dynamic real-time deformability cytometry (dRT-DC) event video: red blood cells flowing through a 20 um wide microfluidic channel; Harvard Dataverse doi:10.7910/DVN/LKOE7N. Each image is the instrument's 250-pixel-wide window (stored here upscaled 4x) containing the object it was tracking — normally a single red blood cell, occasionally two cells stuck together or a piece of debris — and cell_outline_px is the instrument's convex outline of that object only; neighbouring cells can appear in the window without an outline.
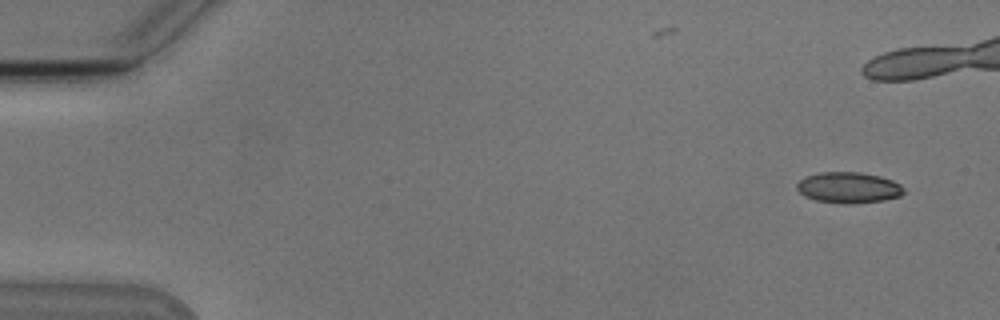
{"species": "Egyptian fruit bat (a non-hibernating species)", "species_latin": "Rousettus aegyptiacus", "temperature_condition": "cold", "stored_images_in_passage": 42, "camera_frame_rate_fps": 3000, "um_per_image_px": 0.085, "animal": {"sex": "male"}, "frame": {"image": 1, "passage_image": 1, "time_ms": 0.0, "image_size_px": [1000, 320], "cell_outline_px": [[904, 192], [900, 196], [884, 200], [852, 204], [844, 204], [816, 200], [804, 196], [796, 188], [796, 184], [804, 176], [820, 172], [860, 172], [880, 176], [892, 180], [900, 184], [904, 188]], "centroid_in_image_um": [72.12, 15.94], "position_along_channel_um": 12.9, "area_um2": 19.42}}
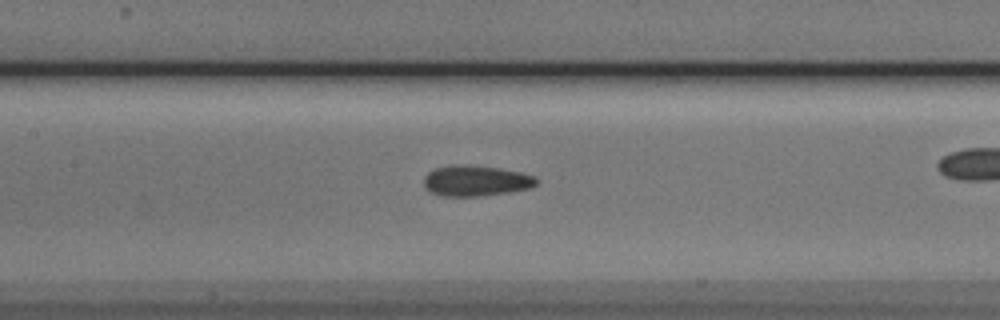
{"frame": {"image": 2, "passage_image": 23, "time_ms": 7.333, "image_size_px": [1000, 320], "cell_outline_px": [[540, 180], [536, 184], [528, 188], [508, 192], [476, 196], [440, 196], [428, 192], [424, 188], [424, 176], [428, 172], [436, 168], [448, 164], [468, 164], [500, 168], [520, 172], [536, 176]], "centroid_in_image_um": [40.4, 15.35], "position_along_channel_um": 167.0, "area_um2": 20.46}}
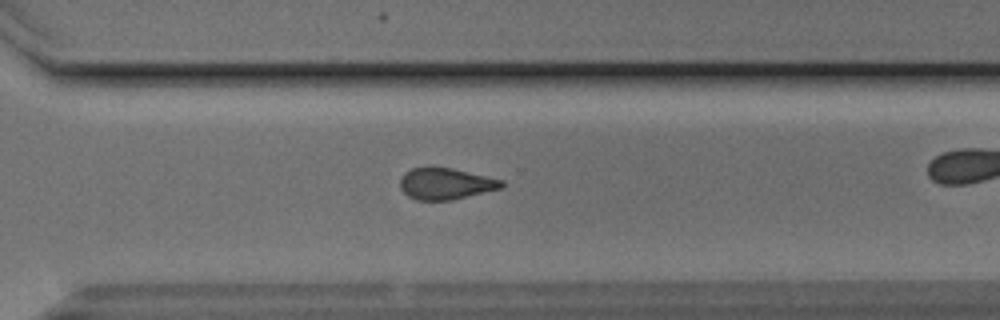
{"frame": {"image": 3, "passage_image": 36, "time_ms": 11.667, "image_size_px": [1000, 320], "cell_outline_px": [[504, 184], [500, 188], [452, 200], [416, 200], [408, 196], [400, 188], [400, 180], [404, 172], [412, 168], [428, 164], [432, 164], [452, 168], [504, 180]], "centroid_in_image_um": [37.82, 15.57], "position_along_channel_um": 332.8, "area_um2": 19.02}, "authors_computed_cell_mechanics": {"area_um2": 19.8254, "velocity_mm_per_s": 3.8327, "shape_relaxation_time_tau1_ms": 8.4183, "shape_relaxation_time_tau2_ms": 2.3896, "deformation_change_tau1": 0.1563, "deformation_change_tau2": 0.094}}